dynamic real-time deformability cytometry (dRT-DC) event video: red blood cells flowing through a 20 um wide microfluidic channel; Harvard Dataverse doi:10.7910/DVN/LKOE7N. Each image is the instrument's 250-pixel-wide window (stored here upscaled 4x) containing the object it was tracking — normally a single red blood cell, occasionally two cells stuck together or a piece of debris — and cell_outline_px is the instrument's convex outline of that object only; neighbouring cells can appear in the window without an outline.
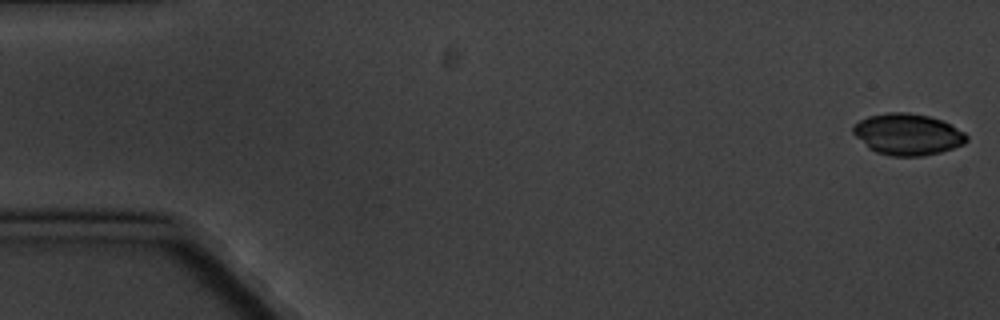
{"species": "common noctule bat (a hibernating species)", "species_latin": "Nyctalus noctula", "temperature_condition": "cold", "stored_images_in_passage": 8, "camera_frame_rate_fps": 3000, "um_per_image_px": 0.085, "animal": {"sex": "male", "body_mass_g": 20.1, "forearm_length_mm": 53.5}, "frame": {"image": 1, "passage_image": 1, "time_ms": 0.0, "image_size_px": [1000, 320], "cell_outline_px": [[968, 140], [964, 144], [940, 152], [924, 156], [888, 156], [876, 152], [868, 148], [852, 132], [852, 128], [860, 120], [868, 116], [888, 112], [908, 112], [928, 116], [944, 120], [964, 132], [968, 136]], "centroid_in_image_um": [77.16, 11.42], "position_along_channel_um": 7.8, "area_um2": 27.51}}
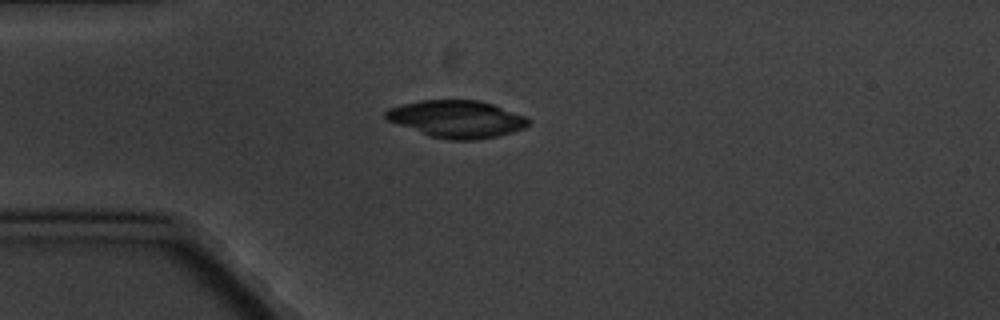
{"frame": {"image": 2, "passage_image": 5, "time_ms": 4.667, "image_size_px": [1000, 320], "cell_outline_px": [[528, 124], [524, 128], [512, 132], [496, 136], [476, 140], [448, 140], [432, 136], [388, 120], [384, 116], [384, 112], [388, 108], [420, 100], [480, 100], [492, 104], [524, 116], [528, 120]], "centroid_in_image_um": [38.82, 10.11], "position_along_channel_um": 46.2, "area_um2": 30.46}}